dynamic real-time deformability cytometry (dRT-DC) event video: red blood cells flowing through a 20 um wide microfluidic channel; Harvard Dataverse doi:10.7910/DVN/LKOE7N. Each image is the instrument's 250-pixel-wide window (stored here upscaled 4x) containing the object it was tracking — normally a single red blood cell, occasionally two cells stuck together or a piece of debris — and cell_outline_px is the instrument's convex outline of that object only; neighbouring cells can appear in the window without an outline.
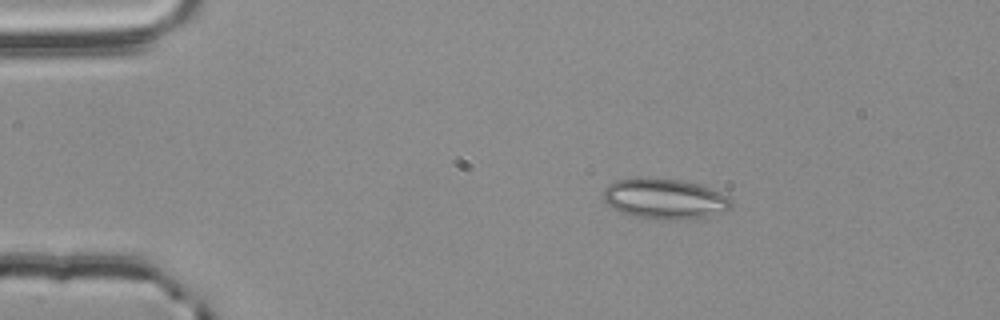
{"species": "common noctule bat (a hibernating species)", "species_latin": "Nyctalus noctula", "temperature_condition": "room temperature", "stored_images_in_passage": 53, "camera_frame_rate_fps": 3000, "um_per_image_px": 0.085, "animal": {"sex": "male", "body_mass_g": 20.4}, "frame": {"image": 1, "passage_image": 8, "time_ms": 2.333, "image_size_px": [1000, 320], "cell_outline_px": [[732, 208], [728, 212], [708, 216], [672, 220], [652, 220], [632, 216], [620, 212], [612, 208], [604, 200], [604, 188], [608, 184], [616, 180], [684, 180], [708, 188], [728, 196], [732, 200]], "centroid_in_image_um": [56.53, 16.96], "position_along_channel_um": 28.5, "area_um2": 29.77}}
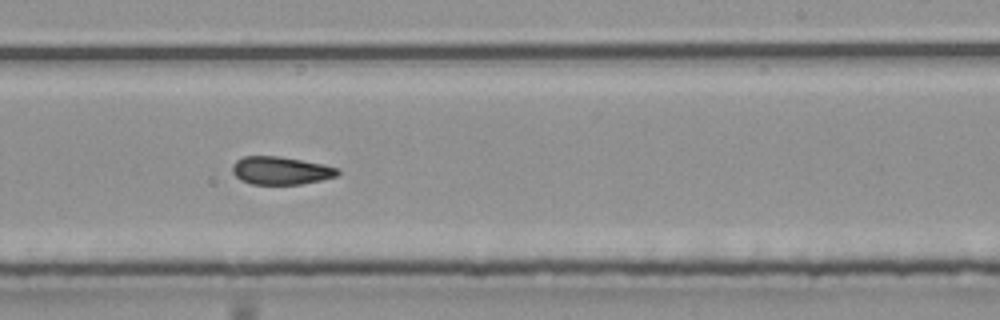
{"frame": {"image": 2, "passage_image": 32, "time_ms": 10.333, "image_size_px": [1000, 320], "cell_outline_px": [[340, 172], [336, 176], [320, 180], [300, 184], [252, 184], [240, 180], [232, 172], [232, 164], [236, 160], [244, 156], [280, 156], [324, 164], [340, 168]], "centroid_in_image_um": [23.86, 14.49], "position_along_channel_um": 265.1, "area_um2": 17.22}}
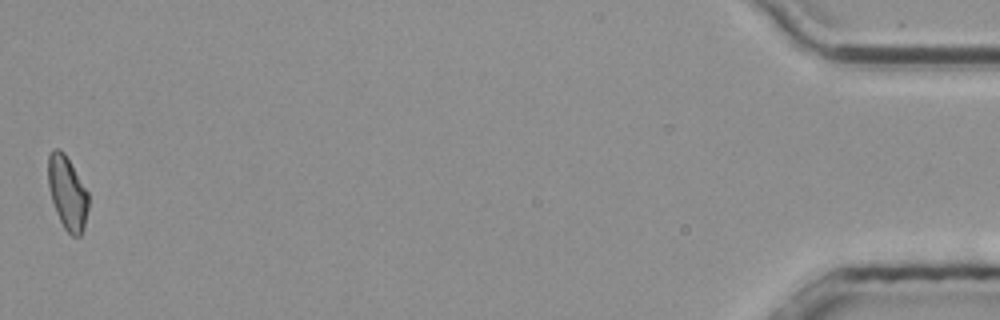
{"frame": {"image": 3, "passage_image": 53, "time_ms": 17.333, "image_size_px": [1000, 320], "cell_outline_px": [[88, 208], [84, 228], [80, 236], [72, 236], [64, 228], [56, 212], [52, 200], [48, 184], [48, 156], [52, 148], [60, 148], [64, 152], [88, 192]], "centroid_in_image_um": [5.72, 16.38], "position_along_channel_um": 429.5, "area_um2": 17.17}, "authors_computed_cell_mechanics": {"area_um2": 17.7446, "velocity_mm_per_s": 3.7883, "shape_relaxation_time_tau1_ms": null, "shape_relaxation_time_tau2_ms": 5.6273, "deformation_change_tau1": null, "deformation_change_tau2": 0.1109}}